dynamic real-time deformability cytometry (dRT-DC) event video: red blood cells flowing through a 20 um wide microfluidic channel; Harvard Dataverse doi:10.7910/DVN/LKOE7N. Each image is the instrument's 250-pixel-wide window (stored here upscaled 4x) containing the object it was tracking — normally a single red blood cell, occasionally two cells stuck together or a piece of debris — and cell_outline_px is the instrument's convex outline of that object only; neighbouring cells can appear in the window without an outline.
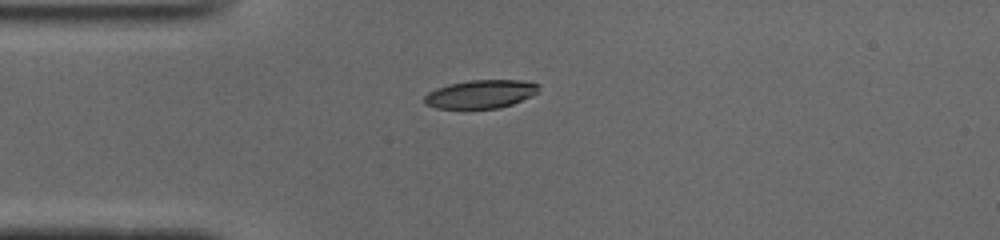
{"species": "common noctule bat (a hibernating species)", "species_latin": "Nyctalus noctula", "temperature_condition": "cold", "stored_images_in_passage": 32, "camera_frame_rate_fps": 3000, "um_per_image_px": 0.085, "animal": {"sex": "male", "body_mass_g": 19.0, "forearm_length_mm": 50.8}, "frame": {"image": 1, "passage_image": 1, "time_ms": 0.0, "image_size_px": [1000, 240], "cell_outline_px": [[540, 84], [536, 92], [532, 96], [512, 104], [500, 108], [436, 108], [424, 104], [424, 96], [428, 92], [436, 88], [448, 84], [468, 80], [520, 80]], "centroid_in_image_um": [40.83, 7.99], "position_along_channel_um": 44.2, "area_um2": 18.9}}
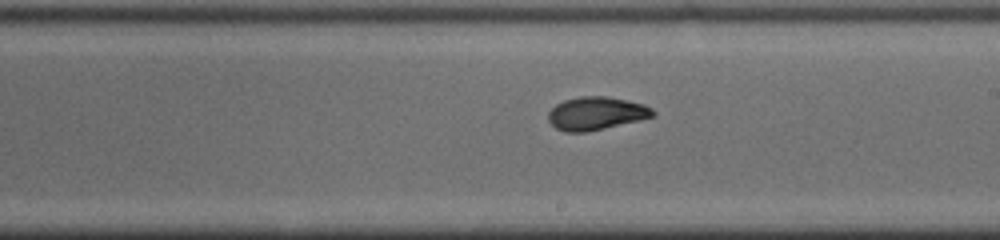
{"frame": {"image": 2, "passage_image": 17, "time_ms": 5.333, "image_size_px": [1000, 240], "cell_outline_px": [[656, 116], [640, 120], [588, 132], [564, 132], [556, 128], [548, 120], [548, 112], [556, 104], [564, 100], [580, 96], [608, 96], [644, 104], [652, 108], [656, 112]], "centroid_in_image_um": [50.69, 9.64], "position_along_channel_um": 238.3, "area_um2": 20.35}}
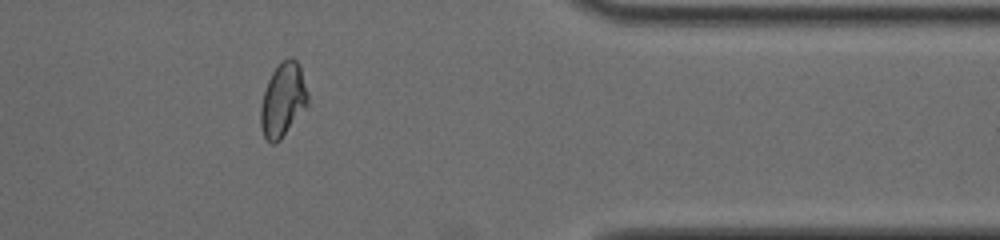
{"frame": {"image": 3, "passage_image": 30, "time_ms": 9.667, "image_size_px": [1000, 240], "cell_outline_px": [[308, 104], [280, 140], [272, 144], [264, 136], [260, 128], [260, 108], [264, 92], [268, 80], [272, 72], [288, 56], [292, 56], [300, 64], [308, 92]], "centroid_in_image_um": [24.05, 8.48], "position_along_channel_um": 387.3, "area_um2": 20.23}, "authors_computed_cell_mechanics": {"area_um2": 19.9988, "velocity_mm_per_s": 3.9195, "shape_relaxation_time_tau1_ms": 4.0518, "shape_relaxation_time_tau2_ms": 2.3447, "deformation_change_tau1": 0.1922, "deformation_change_tau2": 0.0656}}